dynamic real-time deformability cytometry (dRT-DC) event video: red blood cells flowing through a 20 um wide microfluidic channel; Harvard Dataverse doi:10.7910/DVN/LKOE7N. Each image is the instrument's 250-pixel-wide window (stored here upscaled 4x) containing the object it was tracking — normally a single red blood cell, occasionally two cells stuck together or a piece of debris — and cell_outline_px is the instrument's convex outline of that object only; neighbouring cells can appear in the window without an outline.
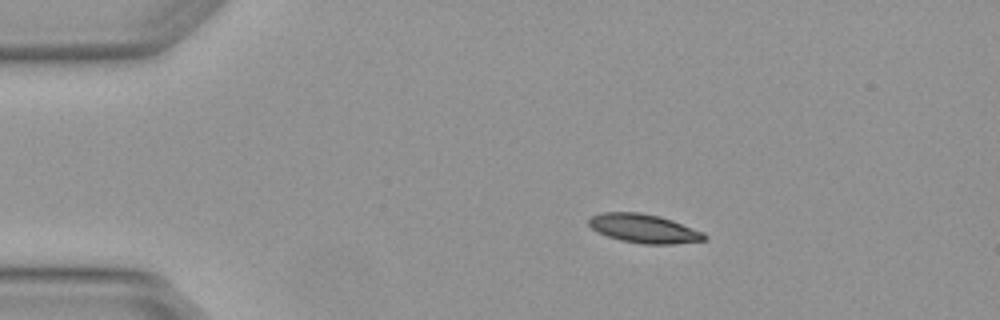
{"species": "Egyptian fruit bat (a non-hibernating species)", "species_latin": "Rousettus aegyptiacus", "temperature_condition": "warm", "stored_images_in_passage": 2, "camera_frame_rate_fps": 3000, "um_per_image_px": 0.085, "animal": {"sex": "female"}, "frame": {"image": 1, "passage_image": 1, "time_ms": 0.0, "image_size_px": [1000, 320], "cell_outline_px": [[708, 236], [704, 240], [672, 244], [644, 244], [620, 240], [608, 236], [592, 228], [588, 224], [588, 220], [592, 216], [604, 212], [640, 212], [672, 220], [704, 232]], "centroid_in_image_um": [54.75, 19.42], "position_along_channel_um": 30.3, "area_um2": 19.19}}